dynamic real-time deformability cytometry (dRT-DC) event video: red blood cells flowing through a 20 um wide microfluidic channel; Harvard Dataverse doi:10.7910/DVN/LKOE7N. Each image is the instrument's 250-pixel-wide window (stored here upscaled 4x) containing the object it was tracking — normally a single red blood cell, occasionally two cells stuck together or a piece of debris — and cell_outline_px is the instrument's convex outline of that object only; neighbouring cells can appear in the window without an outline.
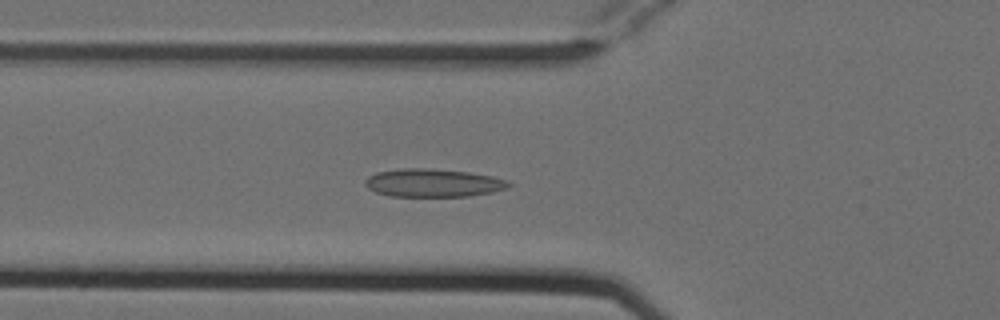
{"species": "Egyptian fruit bat (a non-hibernating species)", "species_latin": "Rousettus aegyptiacus", "temperature_condition": "cold", "stored_images_in_passage": 50, "camera_frame_rate_fps": 3000, "um_per_image_px": 0.085, "animal": {"sex": "female"}, "frame": {"image": 1, "passage_image": 16, "time_ms": 5.0, "image_size_px": [1000, 320], "cell_outline_px": [[512, 184], [508, 188], [492, 192], [468, 196], [388, 196], [376, 192], [368, 188], [364, 184], [364, 180], [368, 176], [376, 172], [400, 168], [428, 168], [468, 172], [492, 176], [508, 180]], "centroid_in_image_um": [36.8, 15.54], "position_along_channel_um": 89.0, "area_um2": 23.64}}
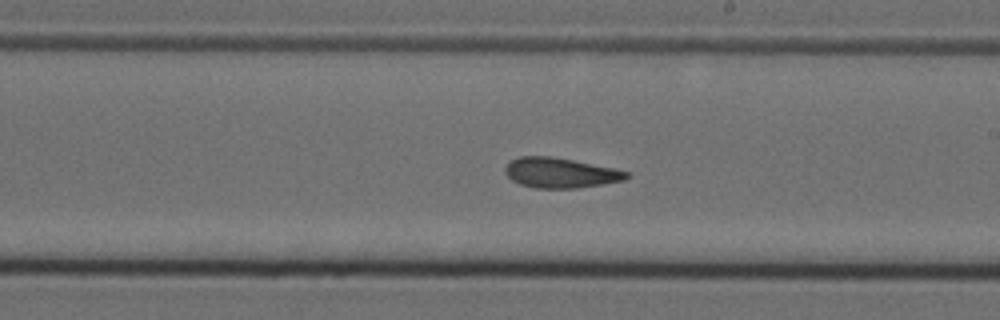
{"frame": {"image": 2, "passage_image": 28, "time_ms": 9.0, "image_size_px": [1000, 320], "cell_outline_px": [[632, 172], [624, 180], [576, 188], [536, 188], [520, 184], [512, 180], [504, 172], [504, 168], [512, 160], [520, 156], [552, 156]], "centroid_in_image_um": [47.61, 14.69], "position_along_channel_um": 241.4, "area_um2": 21.04}}
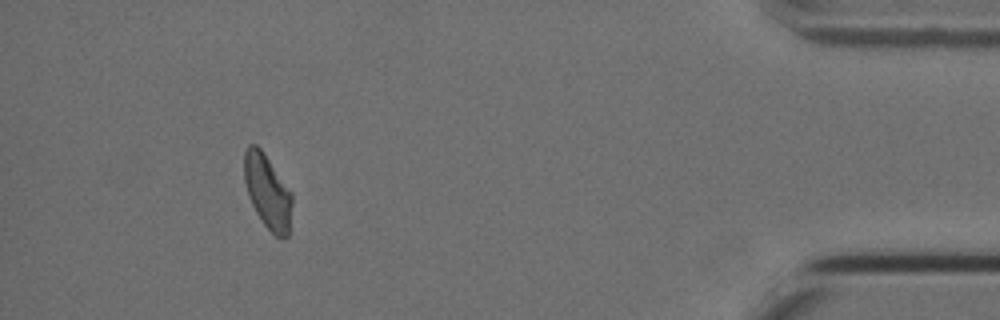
{"frame": {"image": 3, "passage_image": 46, "time_ms": 15.0, "image_size_px": [1000, 320], "cell_outline_px": [[292, 204], [288, 236], [284, 240], [280, 240], [264, 224], [256, 212], [248, 196], [244, 180], [244, 152], [248, 144], [256, 144], [260, 148], [292, 192]], "centroid_in_image_um": [22.74, 16.3], "position_along_channel_um": 412.5, "area_um2": 20.69}, "authors_computed_cell_mechanics": {"area_um2": 21.7328, "velocity_mm_per_s": 3.8012, "shape_relaxation_time_tau1_ms": null, "shape_relaxation_time_tau2_ms": 2.8909, "deformation_change_tau1": null, "deformation_change_tau2": 0.1032}}